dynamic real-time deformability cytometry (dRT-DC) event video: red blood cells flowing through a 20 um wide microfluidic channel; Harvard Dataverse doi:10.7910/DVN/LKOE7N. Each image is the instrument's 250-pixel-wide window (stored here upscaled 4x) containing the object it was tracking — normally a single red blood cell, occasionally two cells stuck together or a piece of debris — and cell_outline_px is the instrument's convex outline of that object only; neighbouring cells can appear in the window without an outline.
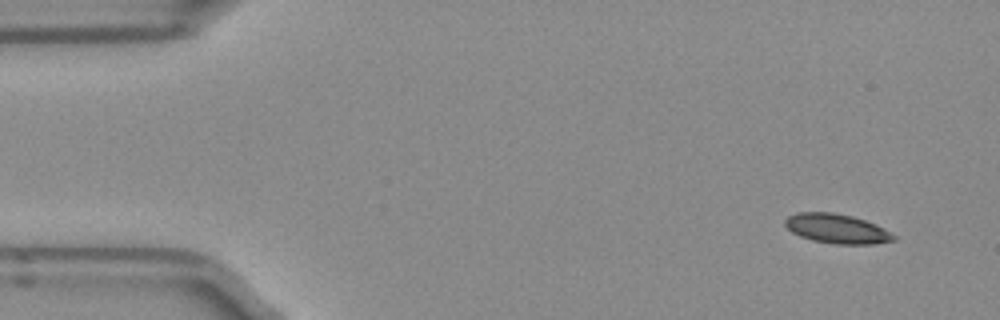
{"species": "Egyptian fruit bat (a non-hibernating species)", "species_latin": "Rousettus aegyptiacus", "temperature_condition": "room temperature", "stored_images_in_passage": 4, "camera_frame_rate_fps": 3000, "um_per_image_px": 0.085, "frame": {"image": 1, "passage_image": 1, "time_ms": 0.0, "image_size_px": [1000, 320], "cell_outline_px": [[896, 240], [872, 244], [836, 244], [812, 240], [800, 236], [792, 232], [784, 224], [784, 220], [788, 216], [796, 212], [832, 212], [852, 216], [876, 224], [884, 228], [896, 236]], "centroid_in_image_um": [71.13, 19.43], "position_along_channel_um": 13.9, "area_um2": 18.67}}
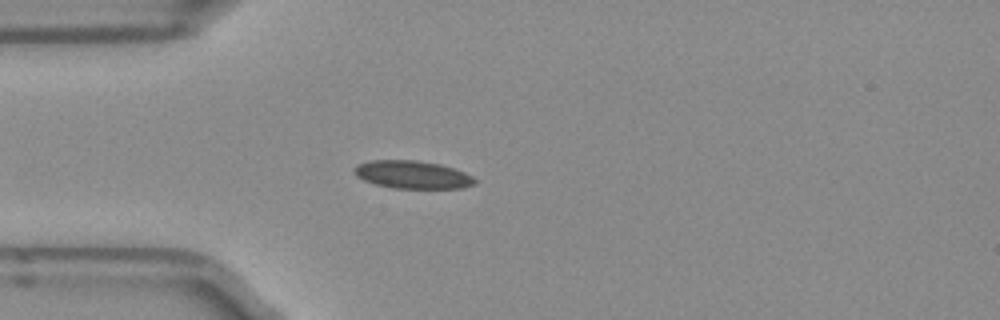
{"frame": {"image": 2, "passage_image": 4, "time_ms": 1.0, "image_size_px": [1000, 320], "cell_outline_px": [[476, 184], [464, 188], [392, 188], [376, 184], [364, 180], [356, 176], [352, 168], [356, 164], [368, 160], [416, 160], [440, 164], [464, 172], [472, 176], [476, 180]], "centroid_in_image_um": [35.03, 14.84], "position_along_channel_um": 50.0, "area_um2": 19.71}}